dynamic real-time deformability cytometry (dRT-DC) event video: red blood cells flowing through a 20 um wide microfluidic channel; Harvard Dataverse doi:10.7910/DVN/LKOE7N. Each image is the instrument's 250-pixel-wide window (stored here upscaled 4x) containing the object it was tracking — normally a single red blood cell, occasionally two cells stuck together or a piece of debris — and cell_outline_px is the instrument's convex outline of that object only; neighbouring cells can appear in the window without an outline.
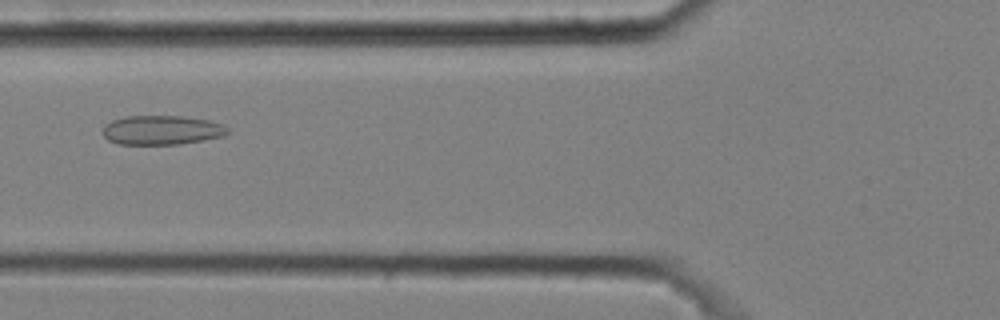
{"species": "common noctule bat (a hibernating species)", "species_latin": "Nyctalus noctula", "temperature_condition": "cold", "stored_images_in_passage": 48, "camera_frame_rate_fps": 3000, "um_per_image_px": 0.085, "animal": {"sex": "male", "body_mass_g": 20.4}, "frame": {"image": 1, "passage_image": 21, "time_ms": 6.667, "image_size_px": [1000, 320], "cell_outline_px": [[232, 132], [224, 136], [180, 144], [116, 144], [108, 140], [100, 132], [104, 124], [112, 120], [128, 116], [180, 116], [208, 120], [224, 124]], "centroid_in_image_um": [13.74, 11.06], "position_along_channel_um": 112.1, "area_um2": 21.56}}
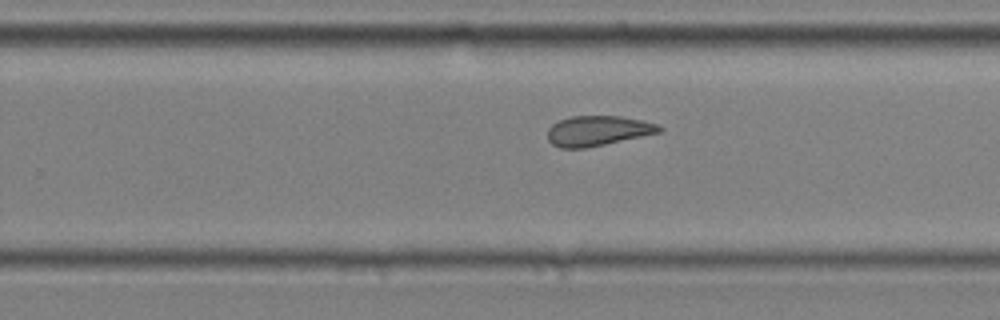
{"frame": {"image": 2, "passage_image": 35, "time_ms": 11.333, "image_size_px": [1000, 320], "cell_outline_px": [[664, 128], [660, 132], [604, 144], [584, 148], [560, 148], [552, 144], [548, 140], [548, 128], [552, 124], [560, 120], [572, 116], [620, 116], [644, 120], [660, 124]], "centroid_in_image_um": [50.83, 11.1], "position_along_channel_um": 279.0, "area_um2": 19.54}}
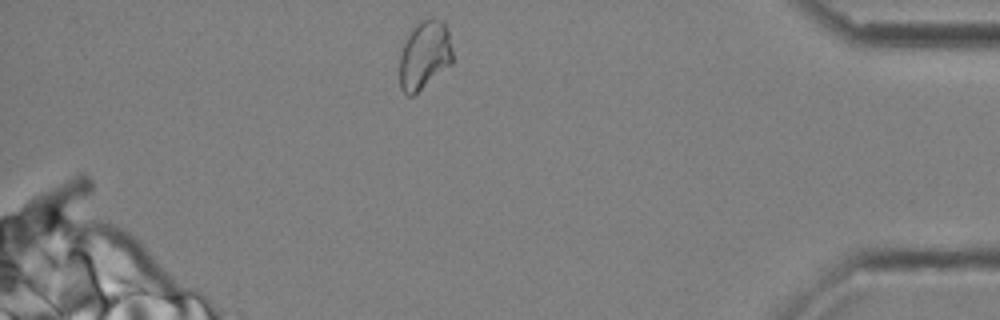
{"frame": {"image": 3, "passage_image": 48, "time_ms": 15.667, "image_size_px": [1000, 320], "cell_outline_px": [[452, 64], [412, 96], [408, 96], [400, 88], [400, 52], [412, 28], [420, 20], [444, 20], [448, 32], [452, 52]], "centroid_in_image_um": [36.08, 4.7], "position_along_channel_um": 399.1, "area_um2": 20.92}, "authors_computed_cell_mechanics": {"area_um2": 20.9814, "velocity_mm_per_s": 3.5819, "shape_relaxation_time_tau1_ms": null, "shape_relaxation_time_tau2_ms": 2.6405, "deformation_change_tau1": null, "deformation_change_tau2": 0.1019}}